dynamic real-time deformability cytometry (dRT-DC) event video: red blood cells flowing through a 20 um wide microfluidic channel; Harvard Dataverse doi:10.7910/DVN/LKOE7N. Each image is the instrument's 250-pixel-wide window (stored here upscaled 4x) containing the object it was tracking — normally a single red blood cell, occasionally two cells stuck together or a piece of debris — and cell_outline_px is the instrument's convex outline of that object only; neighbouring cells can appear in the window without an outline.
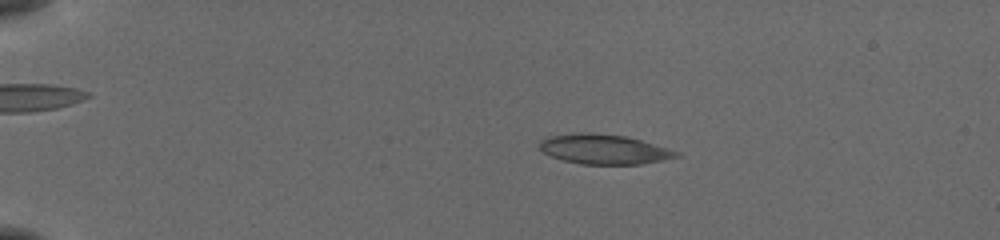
{"species": "common noctule bat (a hibernating species)", "species_latin": "Nyctalus noctula", "temperature_condition": "cold", "stored_images_in_passage": 55, "camera_frame_rate_fps": 3000, "um_per_image_px": 0.085, "animal": {"sex": "female", "body_mass_g": 19.5, "forearm_length_mm": 54.1}, "frame": {"image": 1, "passage_image": 12, "time_ms": 3.667, "image_size_px": [1000, 240], "cell_outline_px": [[684, 156], [640, 164], [580, 164], [564, 160], [552, 156], [544, 152], [540, 148], [540, 140], [548, 136], [576, 132], [592, 132], [624, 136], [640, 140], [680, 152]], "centroid_in_image_um": [51.34, 12.68], "position_along_channel_um": 33.7, "area_um2": 23.7}}
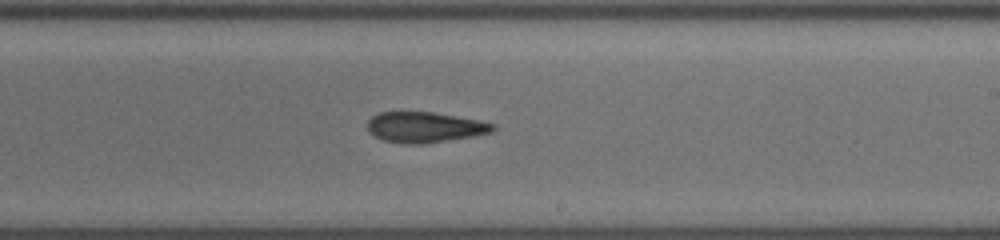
{"frame": {"image": 2, "passage_image": 35, "time_ms": 11.333, "image_size_px": [1000, 240], "cell_outline_px": [[496, 132], [476, 136], [424, 144], [412, 144], [384, 140], [368, 132], [368, 120], [372, 116], [380, 112], [432, 112], [480, 120], [496, 124]], "centroid_in_image_um": [36.18, 10.81], "position_along_channel_um": 252.8, "area_um2": 22.48}}
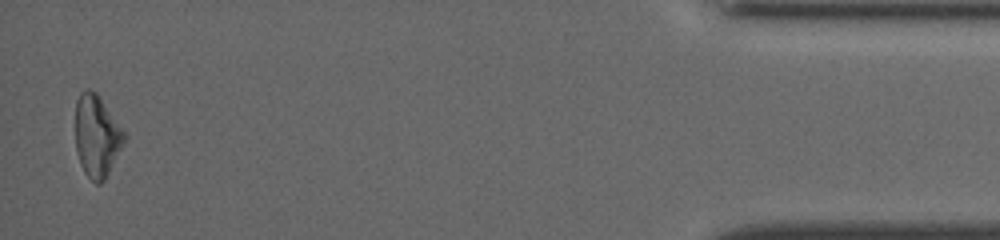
{"frame": {"image": 3, "passage_image": 54, "time_ms": 17.667, "image_size_px": [1000, 240], "cell_outline_px": [[128, 136], [124, 144], [104, 180], [100, 184], [96, 184], [84, 172], [80, 164], [76, 152], [76, 100], [80, 92], [84, 88], [88, 88], [96, 92]], "centroid_in_image_um": [8.23, 11.55], "position_along_channel_um": 427.0, "area_um2": 23.41}, "authors_computed_cell_mechanics": {"area_um2": 23.6402, "velocity_mm_per_s": 3.8678, "shape_relaxation_time_tau1_ms": 7.6518, "shape_relaxation_time_tau2_ms": null, "deformation_change_tau1": 0.1766, "deformation_change_tau2": null}}